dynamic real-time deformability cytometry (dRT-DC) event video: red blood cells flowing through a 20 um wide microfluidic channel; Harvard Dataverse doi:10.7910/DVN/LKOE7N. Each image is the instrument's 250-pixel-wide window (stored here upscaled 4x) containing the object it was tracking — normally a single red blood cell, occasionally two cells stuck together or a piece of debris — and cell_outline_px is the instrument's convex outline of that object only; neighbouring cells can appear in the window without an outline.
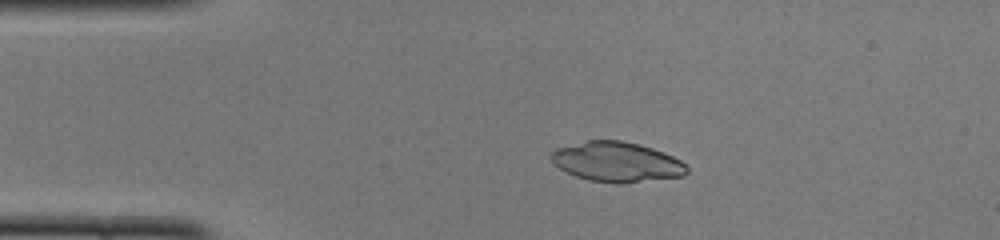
{"species": "common noctule bat (a hibernating species)", "species_latin": "Nyctalus noctula", "temperature_condition": "cold", "stored_images_in_passage": 41, "camera_frame_rate_fps": 3000, "um_per_image_px": 0.085, "animal": {"sex": "female", "body_mass_g": 22.0, "forearm_length_mm": 56.7}, "frame": {"image": 1, "passage_image": 7, "time_ms": 2.0, "image_size_px": [1000, 240], "cell_outline_px": [[688, 172], [684, 176], [620, 184], [616, 184], [588, 180], [564, 172], [552, 160], [552, 152], [556, 148], [588, 140], [620, 140], [640, 144], [664, 152], [680, 160], [688, 168]], "centroid_in_image_um": [52.44, 13.77], "position_along_channel_um": 32.6, "area_um2": 31.62}}